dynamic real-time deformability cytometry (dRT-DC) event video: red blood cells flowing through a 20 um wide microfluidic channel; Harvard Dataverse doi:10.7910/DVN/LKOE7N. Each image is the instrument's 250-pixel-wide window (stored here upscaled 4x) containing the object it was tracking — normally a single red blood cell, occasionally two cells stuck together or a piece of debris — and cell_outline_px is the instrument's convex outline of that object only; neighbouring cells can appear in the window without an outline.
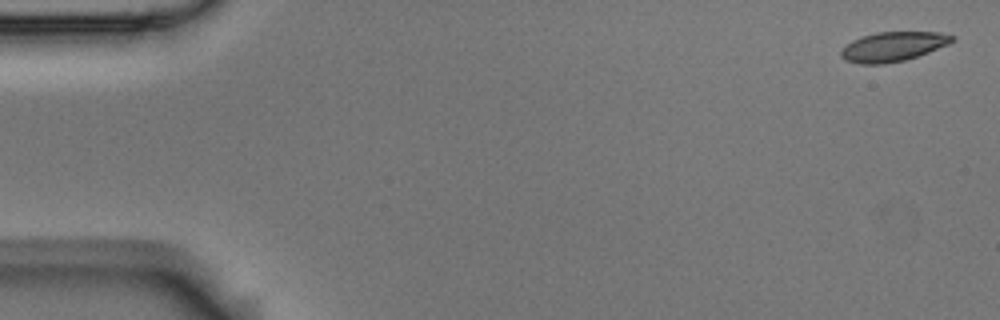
{"species": "Egyptian fruit bat (a non-hibernating species)", "species_latin": "Rousettus aegyptiacus", "temperature_condition": "room temperature", "stored_images_in_passage": 5, "camera_frame_rate_fps": 3000, "um_per_image_px": 0.085, "animal": {"sex": "male"}, "frame": {"image": 1, "passage_image": 1, "time_ms": 0.0, "image_size_px": [1000, 320], "cell_outline_px": [[956, 40], [948, 44], [928, 52], [904, 60], [884, 64], [860, 64], [844, 60], [840, 56], [840, 52], [852, 40], [860, 36], [876, 32], [940, 32], [956, 36]], "centroid_in_image_um": [75.91, 3.95], "position_along_channel_um": 9.1, "area_um2": 19.13}}
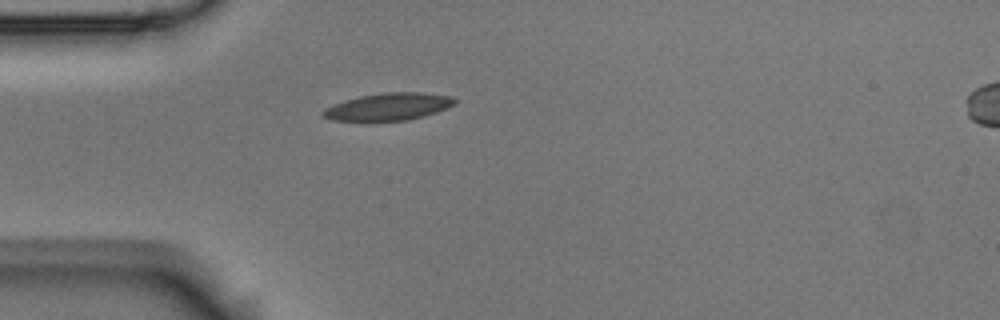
{"frame": {"image": 2, "passage_image": 5, "time_ms": 1.333, "image_size_px": [1000, 320], "cell_outline_px": [[456, 104], [448, 108], [424, 116], [408, 120], [332, 120], [324, 116], [320, 112], [324, 108], [344, 100], [360, 96], [384, 92], [424, 92], [452, 96], [456, 100]], "centroid_in_image_um": [33.06, 9.05], "position_along_channel_um": 51.9, "area_um2": 20.92}}